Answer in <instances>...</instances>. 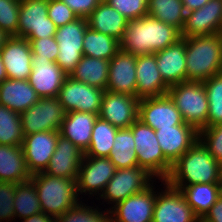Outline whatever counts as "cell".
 <instances>
[{
  "label": "cell",
  "instance_id": "obj_1",
  "mask_svg": "<svg viewBox=\"0 0 222 222\" xmlns=\"http://www.w3.org/2000/svg\"><path fill=\"white\" fill-rule=\"evenodd\" d=\"M181 39V32L156 18L145 15L129 20L120 42V50L134 56L155 54Z\"/></svg>",
  "mask_w": 222,
  "mask_h": 222
},
{
  "label": "cell",
  "instance_id": "obj_2",
  "mask_svg": "<svg viewBox=\"0 0 222 222\" xmlns=\"http://www.w3.org/2000/svg\"><path fill=\"white\" fill-rule=\"evenodd\" d=\"M165 181L179 190L184 186L197 183H222V165L210 155L198 139L172 164Z\"/></svg>",
  "mask_w": 222,
  "mask_h": 222
},
{
  "label": "cell",
  "instance_id": "obj_3",
  "mask_svg": "<svg viewBox=\"0 0 222 222\" xmlns=\"http://www.w3.org/2000/svg\"><path fill=\"white\" fill-rule=\"evenodd\" d=\"M222 72V34L186 37V81L204 82Z\"/></svg>",
  "mask_w": 222,
  "mask_h": 222
},
{
  "label": "cell",
  "instance_id": "obj_4",
  "mask_svg": "<svg viewBox=\"0 0 222 222\" xmlns=\"http://www.w3.org/2000/svg\"><path fill=\"white\" fill-rule=\"evenodd\" d=\"M30 180L35 185L43 213L57 218L79 204L77 179L52 177L39 172Z\"/></svg>",
  "mask_w": 222,
  "mask_h": 222
},
{
  "label": "cell",
  "instance_id": "obj_5",
  "mask_svg": "<svg viewBox=\"0 0 222 222\" xmlns=\"http://www.w3.org/2000/svg\"><path fill=\"white\" fill-rule=\"evenodd\" d=\"M185 123L198 131L207 127L209 104L203 82L186 81L169 87L168 93Z\"/></svg>",
  "mask_w": 222,
  "mask_h": 222
},
{
  "label": "cell",
  "instance_id": "obj_6",
  "mask_svg": "<svg viewBox=\"0 0 222 222\" xmlns=\"http://www.w3.org/2000/svg\"><path fill=\"white\" fill-rule=\"evenodd\" d=\"M129 128L134 135L138 166L145 168L159 180H165L171 171L172 164L162 153L155 130L139 119Z\"/></svg>",
  "mask_w": 222,
  "mask_h": 222
},
{
  "label": "cell",
  "instance_id": "obj_7",
  "mask_svg": "<svg viewBox=\"0 0 222 222\" xmlns=\"http://www.w3.org/2000/svg\"><path fill=\"white\" fill-rule=\"evenodd\" d=\"M66 110L57 97L40 98L20 116L24 136L41 131H59Z\"/></svg>",
  "mask_w": 222,
  "mask_h": 222
},
{
  "label": "cell",
  "instance_id": "obj_8",
  "mask_svg": "<svg viewBox=\"0 0 222 222\" xmlns=\"http://www.w3.org/2000/svg\"><path fill=\"white\" fill-rule=\"evenodd\" d=\"M57 27L48 17V0H20L17 37H55Z\"/></svg>",
  "mask_w": 222,
  "mask_h": 222
},
{
  "label": "cell",
  "instance_id": "obj_9",
  "mask_svg": "<svg viewBox=\"0 0 222 222\" xmlns=\"http://www.w3.org/2000/svg\"><path fill=\"white\" fill-rule=\"evenodd\" d=\"M87 27V19L78 18L56 30L59 54L55 62L68 76L83 56V39Z\"/></svg>",
  "mask_w": 222,
  "mask_h": 222
},
{
  "label": "cell",
  "instance_id": "obj_10",
  "mask_svg": "<svg viewBox=\"0 0 222 222\" xmlns=\"http://www.w3.org/2000/svg\"><path fill=\"white\" fill-rule=\"evenodd\" d=\"M152 178L155 177L143 167L116 169L115 174L106 184L103 193L100 192L99 197L108 201L107 204L113 203L114 205L115 203L116 205L153 184V182L150 183L153 181Z\"/></svg>",
  "mask_w": 222,
  "mask_h": 222
},
{
  "label": "cell",
  "instance_id": "obj_11",
  "mask_svg": "<svg viewBox=\"0 0 222 222\" xmlns=\"http://www.w3.org/2000/svg\"><path fill=\"white\" fill-rule=\"evenodd\" d=\"M105 90L89 86L67 76L63 82L57 99L66 112L78 111L99 114Z\"/></svg>",
  "mask_w": 222,
  "mask_h": 222
},
{
  "label": "cell",
  "instance_id": "obj_12",
  "mask_svg": "<svg viewBox=\"0 0 222 222\" xmlns=\"http://www.w3.org/2000/svg\"><path fill=\"white\" fill-rule=\"evenodd\" d=\"M165 186L157 193L152 222H201L179 189L161 179Z\"/></svg>",
  "mask_w": 222,
  "mask_h": 222
},
{
  "label": "cell",
  "instance_id": "obj_13",
  "mask_svg": "<svg viewBox=\"0 0 222 222\" xmlns=\"http://www.w3.org/2000/svg\"><path fill=\"white\" fill-rule=\"evenodd\" d=\"M138 119L154 130L187 124L168 94L141 99L139 101Z\"/></svg>",
  "mask_w": 222,
  "mask_h": 222
},
{
  "label": "cell",
  "instance_id": "obj_14",
  "mask_svg": "<svg viewBox=\"0 0 222 222\" xmlns=\"http://www.w3.org/2000/svg\"><path fill=\"white\" fill-rule=\"evenodd\" d=\"M139 101L135 96L105 91L98 117L119 129L129 128L138 119Z\"/></svg>",
  "mask_w": 222,
  "mask_h": 222
},
{
  "label": "cell",
  "instance_id": "obj_15",
  "mask_svg": "<svg viewBox=\"0 0 222 222\" xmlns=\"http://www.w3.org/2000/svg\"><path fill=\"white\" fill-rule=\"evenodd\" d=\"M153 189V186L149 185L109 208L110 222H152L157 196Z\"/></svg>",
  "mask_w": 222,
  "mask_h": 222
},
{
  "label": "cell",
  "instance_id": "obj_16",
  "mask_svg": "<svg viewBox=\"0 0 222 222\" xmlns=\"http://www.w3.org/2000/svg\"><path fill=\"white\" fill-rule=\"evenodd\" d=\"M116 172V167L108 157H87L84 155L79 168L77 192L89 193L92 196L103 193L106 184Z\"/></svg>",
  "mask_w": 222,
  "mask_h": 222
},
{
  "label": "cell",
  "instance_id": "obj_17",
  "mask_svg": "<svg viewBox=\"0 0 222 222\" xmlns=\"http://www.w3.org/2000/svg\"><path fill=\"white\" fill-rule=\"evenodd\" d=\"M59 135V131H41L24 136L22 149L31 175L48 167Z\"/></svg>",
  "mask_w": 222,
  "mask_h": 222
},
{
  "label": "cell",
  "instance_id": "obj_18",
  "mask_svg": "<svg viewBox=\"0 0 222 222\" xmlns=\"http://www.w3.org/2000/svg\"><path fill=\"white\" fill-rule=\"evenodd\" d=\"M222 33V0H209L203 7L186 13L181 38Z\"/></svg>",
  "mask_w": 222,
  "mask_h": 222
},
{
  "label": "cell",
  "instance_id": "obj_19",
  "mask_svg": "<svg viewBox=\"0 0 222 222\" xmlns=\"http://www.w3.org/2000/svg\"><path fill=\"white\" fill-rule=\"evenodd\" d=\"M68 75L49 59H38L32 54V70L28 82L40 98L57 97Z\"/></svg>",
  "mask_w": 222,
  "mask_h": 222
},
{
  "label": "cell",
  "instance_id": "obj_20",
  "mask_svg": "<svg viewBox=\"0 0 222 222\" xmlns=\"http://www.w3.org/2000/svg\"><path fill=\"white\" fill-rule=\"evenodd\" d=\"M156 137L165 158L175 163L199 139V131L190 124L155 130Z\"/></svg>",
  "mask_w": 222,
  "mask_h": 222
},
{
  "label": "cell",
  "instance_id": "obj_21",
  "mask_svg": "<svg viewBox=\"0 0 222 222\" xmlns=\"http://www.w3.org/2000/svg\"><path fill=\"white\" fill-rule=\"evenodd\" d=\"M0 54L8 79L28 80L32 70V51L26 38L11 36Z\"/></svg>",
  "mask_w": 222,
  "mask_h": 222
},
{
  "label": "cell",
  "instance_id": "obj_22",
  "mask_svg": "<svg viewBox=\"0 0 222 222\" xmlns=\"http://www.w3.org/2000/svg\"><path fill=\"white\" fill-rule=\"evenodd\" d=\"M136 56L119 50L110 60L106 91L136 97Z\"/></svg>",
  "mask_w": 222,
  "mask_h": 222
},
{
  "label": "cell",
  "instance_id": "obj_23",
  "mask_svg": "<svg viewBox=\"0 0 222 222\" xmlns=\"http://www.w3.org/2000/svg\"><path fill=\"white\" fill-rule=\"evenodd\" d=\"M136 97L141 100L167 95L169 86L157 66L155 54L136 56Z\"/></svg>",
  "mask_w": 222,
  "mask_h": 222
},
{
  "label": "cell",
  "instance_id": "obj_24",
  "mask_svg": "<svg viewBox=\"0 0 222 222\" xmlns=\"http://www.w3.org/2000/svg\"><path fill=\"white\" fill-rule=\"evenodd\" d=\"M84 153L70 140L58 136L55 151L44 173L52 177L77 179Z\"/></svg>",
  "mask_w": 222,
  "mask_h": 222
},
{
  "label": "cell",
  "instance_id": "obj_25",
  "mask_svg": "<svg viewBox=\"0 0 222 222\" xmlns=\"http://www.w3.org/2000/svg\"><path fill=\"white\" fill-rule=\"evenodd\" d=\"M158 70L170 87L186 82V37L155 53Z\"/></svg>",
  "mask_w": 222,
  "mask_h": 222
},
{
  "label": "cell",
  "instance_id": "obj_26",
  "mask_svg": "<svg viewBox=\"0 0 222 222\" xmlns=\"http://www.w3.org/2000/svg\"><path fill=\"white\" fill-rule=\"evenodd\" d=\"M98 118L97 114L71 111L66 114L59 134L70 140L83 153L90 146L92 129Z\"/></svg>",
  "mask_w": 222,
  "mask_h": 222
},
{
  "label": "cell",
  "instance_id": "obj_27",
  "mask_svg": "<svg viewBox=\"0 0 222 222\" xmlns=\"http://www.w3.org/2000/svg\"><path fill=\"white\" fill-rule=\"evenodd\" d=\"M39 99L28 80L7 79L0 83V104L18 114L36 104Z\"/></svg>",
  "mask_w": 222,
  "mask_h": 222
},
{
  "label": "cell",
  "instance_id": "obj_28",
  "mask_svg": "<svg viewBox=\"0 0 222 222\" xmlns=\"http://www.w3.org/2000/svg\"><path fill=\"white\" fill-rule=\"evenodd\" d=\"M87 21L88 27L94 31L109 35L120 41L129 20L114 9L106 0H102L89 15Z\"/></svg>",
  "mask_w": 222,
  "mask_h": 222
},
{
  "label": "cell",
  "instance_id": "obj_29",
  "mask_svg": "<svg viewBox=\"0 0 222 222\" xmlns=\"http://www.w3.org/2000/svg\"><path fill=\"white\" fill-rule=\"evenodd\" d=\"M22 146L0 145V182L22 183L31 179Z\"/></svg>",
  "mask_w": 222,
  "mask_h": 222
},
{
  "label": "cell",
  "instance_id": "obj_30",
  "mask_svg": "<svg viewBox=\"0 0 222 222\" xmlns=\"http://www.w3.org/2000/svg\"><path fill=\"white\" fill-rule=\"evenodd\" d=\"M180 191L201 221L222 194V183H197L184 186Z\"/></svg>",
  "mask_w": 222,
  "mask_h": 222
},
{
  "label": "cell",
  "instance_id": "obj_31",
  "mask_svg": "<svg viewBox=\"0 0 222 222\" xmlns=\"http://www.w3.org/2000/svg\"><path fill=\"white\" fill-rule=\"evenodd\" d=\"M109 60L83 55L69 75L72 79L106 91Z\"/></svg>",
  "mask_w": 222,
  "mask_h": 222
},
{
  "label": "cell",
  "instance_id": "obj_32",
  "mask_svg": "<svg viewBox=\"0 0 222 222\" xmlns=\"http://www.w3.org/2000/svg\"><path fill=\"white\" fill-rule=\"evenodd\" d=\"M108 158L116 169L138 166L134 135L130 128L118 129Z\"/></svg>",
  "mask_w": 222,
  "mask_h": 222
},
{
  "label": "cell",
  "instance_id": "obj_33",
  "mask_svg": "<svg viewBox=\"0 0 222 222\" xmlns=\"http://www.w3.org/2000/svg\"><path fill=\"white\" fill-rule=\"evenodd\" d=\"M119 50L118 40L87 27L83 39V55L110 61Z\"/></svg>",
  "mask_w": 222,
  "mask_h": 222
},
{
  "label": "cell",
  "instance_id": "obj_34",
  "mask_svg": "<svg viewBox=\"0 0 222 222\" xmlns=\"http://www.w3.org/2000/svg\"><path fill=\"white\" fill-rule=\"evenodd\" d=\"M186 13L182 0H148V15L180 32L185 24Z\"/></svg>",
  "mask_w": 222,
  "mask_h": 222
},
{
  "label": "cell",
  "instance_id": "obj_35",
  "mask_svg": "<svg viewBox=\"0 0 222 222\" xmlns=\"http://www.w3.org/2000/svg\"><path fill=\"white\" fill-rule=\"evenodd\" d=\"M118 129L98 117L92 129L90 146L84 155L87 157H109Z\"/></svg>",
  "mask_w": 222,
  "mask_h": 222
},
{
  "label": "cell",
  "instance_id": "obj_36",
  "mask_svg": "<svg viewBox=\"0 0 222 222\" xmlns=\"http://www.w3.org/2000/svg\"><path fill=\"white\" fill-rule=\"evenodd\" d=\"M39 212L42 209L34 183L31 180L17 183L14 197L15 218L18 216L25 219Z\"/></svg>",
  "mask_w": 222,
  "mask_h": 222
},
{
  "label": "cell",
  "instance_id": "obj_37",
  "mask_svg": "<svg viewBox=\"0 0 222 222\" xmlns=\"http://www.w3.org/2000/svg\"><path fill=\"white\" fill-rule=\"evenodd\" d=\"M23 139L19 114L0 104V145L22 146Z\"/></svg>",
  "mask_w": 222,
  "mask_h": 222
},
{
  "label": "cell",
  "instance_id": "obj_38",
  "mask_svg": "<svg viewBox=\"0 0 222 222\" xmlns=\"http://www.w3.org/2000/svg\"><path fill=\"white\" fill-rule=\"evenodd\" d=\"M208 99L207 127L222 124V72L203 82Z\"/></svg>",
  "mask_w": 222,
  "mask_h": 222
},
{
  "label": "cell",
  "instance_id": "obj_39",
  "mask_svg": "<svg viewBox=\"0 0 222 222\" xmlns=\"http://www.w3.org/2000/svg\"><path fill=\"white\" fill-rule=\"evenodd\" d=\"M94 207L84 206L81 202L68 209L64 214L55 218V222H110V211L92 209Z\"/></svg>",
  "mask_w": 222,
  "mask_h": 222
},
{
  "label": "cell",
  "instance_id": "obj_40",
  "mask_svg": "<svg viewBox=\"0 0 222 222\" xmlns=\"http://www.w3.org/2000/svg\"><path fill=\"white\" fill-rule=\"evenodd\" d=\"M20 0H0V29L17 36Z\"/></svg>",
  "mask_w": 222,
  "mask_h": 222
},
{
  "label": "cell",
  "instance_id": "obj_41",
  "mask_svg": "<svg viewBox=\"0 0 222 222\" xmlns=\"http://www.w3.org/2000/svg\"><path fill=\"white\" fill-rule=\"evenodd\" d=\"M199 140L210 155L222 165V124L199 130Z\"/></svg>",
  "mask_w": 222,
  "mask_h": 222
},
{
  "label": "cell",
  "instance_id": "obj_42",
  "mask_svg": "<svg viewBox=\"0 0 222 222\" xmlns=\"http://www.w3.org/2000/svg\"><path fill=\"white\" fill-rule=\"evenodd\" d=\"M128 20L148 15V0H106Z\"/></svg>",
  "mask_w": 222,
  "mask_h": 222
},
{
  "label": "cell",
  "instance_id": "obj_43",
  "mask_svg": "<svg viewBox=\"0 0 222 222\" xmlns=\"http://www.w3.org/2000/svg\"><path fill=\"white\" fill-rule=\"evenodd\" d=\"M16 194V184L12 182H0V222L15 219L14 197Z\"/></svg>",
  "mask_w": 222,
  "mask_h": 222
},
{
  "label": "cell",
  "instance_id": "obj_44",
  "mask_svg": "<svg viewBox=\"0 0 222 222\" xmlns=\"http://www.w3.org/2000/svg\"><path fill=\"white\" fill-rule=\"evenodd\" d=\"M30 43L32 54L38 55V59H49L55 62L59 54L56 37L39 39H27Z\"/></svg>",
  "mask_w": 222,
  "mask_h": 222
},
{
  "label": "cell",
  "instance_id": "obj_45",
  "mask_svg": "<svg viewBox=\"0 0 222 222\" xmlns=\"http://www.w3.org/2000/svg\"><path fill=\"white\" fill-rule=\"evenodd\" d=\"M48 17L57 28L78 19L72 9L60 0H48Z\"/></svg>",
  "mask_w": 222,
  "mask_h": 222
},
{
  "label": "cell",
  "instance_id": "obj_46",
  "mask_svg": "<svg viewBox=\"0 0 222 222\" xmlns=\"http://www.w3.org/2000/svg\"><path fill=\"white\" fill-rule=\"evenodd\" d=\"M67 4L78 18L87 19L102 0H60Z\"/></svg>",
  "mask_w": 222,
  "mask_h": 222
},
{
  "label": "cell",
  "instance_id": "obj_47",
  "mask_svg": "<svg viewBox=\"0 0 222 222\" xmlns=\"http://www.w3.org/2000/svg\"><path fill=\"white\" fill-rule=\"evenodd\" d=\"M201 222H222V194Z\"/></svg>",
  "mask_w": 222,
  "mask_h": 222
},
{
  "label": "cell",
  "instance_id": "obj_48",
  "mask_svg": "<svg viewBox=\"0 0 222 222\" xmlns=\"http://www.w3.org/2000/svg\"><path fill=\"white\" fill-rule=\"evenodd\" d=\"M22 221L23 222H55V218L46 213L39 212L28 218L23 219Z\"/></svg>",
  "mask_w": 222,
  "mask_h": 222
},
{
  "label": "cell",
  "instance_id": "obj_49",
  "mask_svg": "<svg viewBox=\"0 0 222 222\" xmlns=\"http://www.w3.org/2000/svg\"><path fill=\"white\" fill-rule=\"evenodd\" d=\"M209 0H182L185 11H194L203 7Z\"/></svg>",
  "mask_w": 222,
  "mask_h": 222
},
{
  "label": "cell",
  "instance_id": "obj_50",
  "mask_svg": "<svg viewBox=\"0 0 222 222\" xmlns=\"http://www.w3.org/2000/svg\"><path fill=\"white\" fill-rule=\"evenodd\" d=\"M7 79H8V76L6 73V69L4 67L2 56L0 54V83H2L4 80H7Z\"/></svg>",
  "mask_w": 222,
  "mask_h": 222
},
{
  "label": "cell",
  "instance_id": "obj_51",
  "mask_svg": "<svg viewBox=\"0 0 222 222\" xmlns=\"http://www.w3.org/2000/svg\"><path fill=\"white\" fill-rule=\"evenodd\" d=\"M10 37L11 36L7 32H5L2 29H0V51L4 47V45L6 44L7 40Z\"/></svg>",
  "mask_w": 222,
  "mask_h": 222
}]
</instances>
